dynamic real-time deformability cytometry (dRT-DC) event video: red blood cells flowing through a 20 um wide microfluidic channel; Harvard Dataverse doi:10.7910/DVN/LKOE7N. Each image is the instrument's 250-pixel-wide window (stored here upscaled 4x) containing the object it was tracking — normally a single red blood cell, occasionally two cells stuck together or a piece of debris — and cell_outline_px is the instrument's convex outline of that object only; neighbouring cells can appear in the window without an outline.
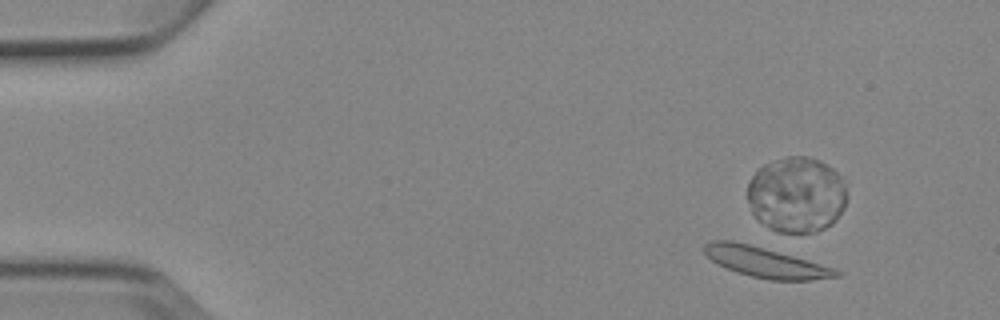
{"species": "Egyptian fruit bat (a non-hibernating species)", "species_latin": "Rousettus aegyptiacus", "temperature_condition": "cold", "stored_images_in_passage": 6, "camera_frame_rate_fps": 3000, "um_per_image_px": 0.085, "animal": {"sex": "female"}, "frame": {"image": 1, "passage_image": 2, "time_ms": 1.0, "image_size_px": [1000, 320], "cell_outline_px": [[840, 276], [812, 280], [768, 280], [736, 272], [712, 260], [704, 252], [704, 244], [712, 240], [732, 240], [764, 248], [836, 268], [840, 272]], "centroid_in_image_um": [65.07, 22.29], "position_along_channel_um": 19.9, "area_um2": 22.89}}